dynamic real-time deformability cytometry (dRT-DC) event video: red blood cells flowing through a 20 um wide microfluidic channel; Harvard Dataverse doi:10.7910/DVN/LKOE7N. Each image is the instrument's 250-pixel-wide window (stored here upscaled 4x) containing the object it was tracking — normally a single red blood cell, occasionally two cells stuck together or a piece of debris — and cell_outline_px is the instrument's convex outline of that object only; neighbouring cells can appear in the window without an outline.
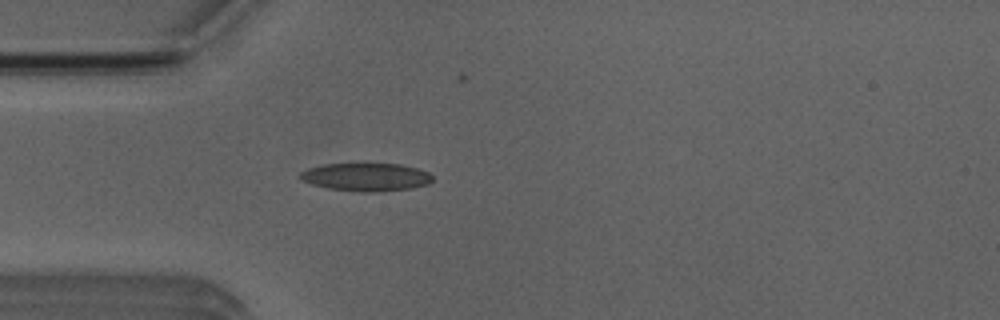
{"species": "Egyptian fruit bat (a non-hibernating species)", "species_latin": "Rousettus aegyptiacus", "temperature_condition": "room temperature", "stored_images_in_passage": 4, "camera_frame_rate_fps": 3000, "um_per_image_px": 0.085, "animal": {"sex": "male"}, "frame": {"image": 1, "passage_image": 4, "time_ms": 3.333, "image_size_px": [1000, 320], "cell_outline_px": [[432, 180], [428, 184], [412, 188], [380, 192], [360, 192], [328, 188], [312, 184], [300, 180], [300, 172], [308, 168], [324, 164], [400, 164], [416, 168], [428, 172], [432, 176]], "centroid_in_image_um": [31.11, 15.05], "position_along_channel_um": 53.9, "area_um2": 21.62}}